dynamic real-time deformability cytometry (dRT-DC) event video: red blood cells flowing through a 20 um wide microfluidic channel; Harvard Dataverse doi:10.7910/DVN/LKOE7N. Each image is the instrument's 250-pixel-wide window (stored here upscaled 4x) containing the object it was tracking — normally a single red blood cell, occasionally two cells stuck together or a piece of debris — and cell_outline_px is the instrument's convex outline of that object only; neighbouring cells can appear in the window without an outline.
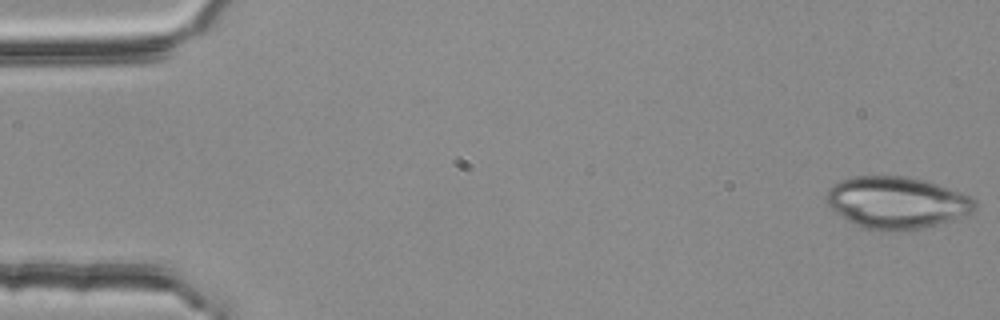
{"species": "common noctule bat (a hibernating species)", "species_latin": "Nyctalus noctula", "temperature_condition": "room temperature", "stored_images_in_passage": 7, "camera_frame_rate_fps": 3000, "um_per_image_px": 0.085, "animal": {"sex": "female", "body_mass_g": 25.1}, "frame": {"image": 1, "passage_image": 1, "time_ms": 0.0, "image_size_px": [1000, 320], "cell_outline_px": [[976, 208], [972, 212], [936, 224], [920, 228], [900, 232], [864, 228], [832, 212], [824, 200], [824, 196], [828, 188], [840, 180], [856, 176], [904, 176], [924, 180], [964, 192], [976, 200]], "centroid_in_image_um": [76.17, 17.21], "position_along_channel_um": 8.8, "area_um2": 45.14}}